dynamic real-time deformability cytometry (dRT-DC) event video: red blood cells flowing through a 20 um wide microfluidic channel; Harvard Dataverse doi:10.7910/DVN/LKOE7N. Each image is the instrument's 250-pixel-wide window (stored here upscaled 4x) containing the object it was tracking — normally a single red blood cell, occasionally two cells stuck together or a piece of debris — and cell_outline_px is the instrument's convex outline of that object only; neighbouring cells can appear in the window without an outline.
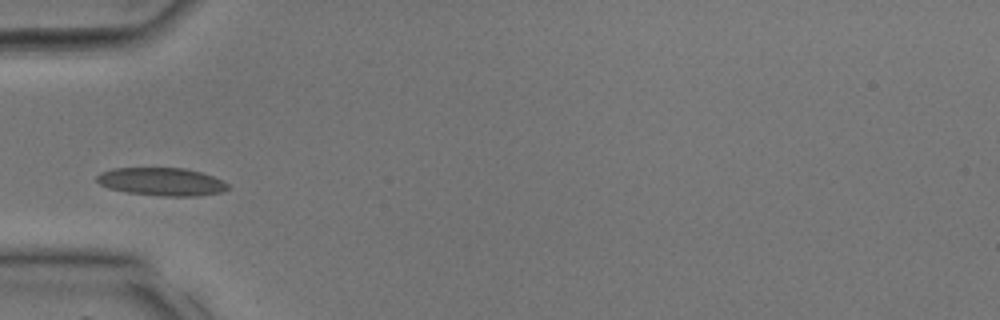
{"species": "common noctule bat (a hibernating species)", "species_latin": "Nyctalus noctula", "temperature_condition": "room temperature", "stored_images_in_passage": 11, "camera_frame_rate_fps": 3000, "um_per_image_px": 0.085, "animal": {"sex": "male", "body_mass_g": 17.9, "forearm_length_mm": 54.2}, "frame": {"image": 1, "passage_image": 7, "time_ms": 2.0, "image_size_px": [1000, 320], "cell_outline_px": [[232, 188], [220, 192], [200, 196], [160, 196], [128, 192], [108, 188], [100, 184], [96, 180], [96, 176], [100, 172], [112, 168], [184, 168], [200, 172], [212, 176], [228, 184]], "centroid_in_image_um": [13.73, 15.44], "position_along_channel_um": 71.3, "area_um2": 21.39}}